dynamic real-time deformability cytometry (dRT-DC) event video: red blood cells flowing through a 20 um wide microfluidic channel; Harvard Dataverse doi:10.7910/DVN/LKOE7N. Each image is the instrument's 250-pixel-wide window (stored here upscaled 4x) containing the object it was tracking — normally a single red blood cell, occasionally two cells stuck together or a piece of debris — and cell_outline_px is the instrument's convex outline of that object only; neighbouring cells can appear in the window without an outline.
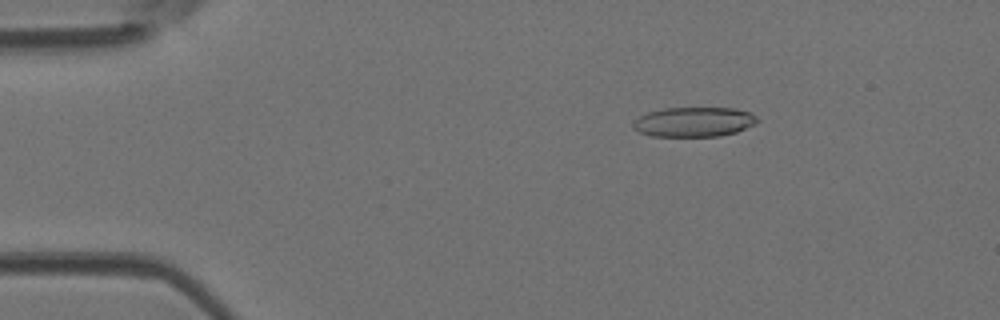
{"species": "Egyptian fruit bat (a non-hibernating species)", "species_latin": "Rousettus aegyptiacus", "temperature_condition": "room temperature", "stored_images_in_passage": 6, "camera_frame_rate_fps": 3000, "um_per_image_px": 0.085, "animal": {"sex": "female"}, "frame": {"image": 1, "passage_image": 3, "time_ms": 0.667, "image_size_px": [1000, 320], "cell_outline_px": [[760, 120], [756, 124], [736, 132], [720, 136], [652, 136], [640, 132], [632, 128], [632, 120], [648, 112], [664, 108], [736, 108], [752, 112]], "centroid_in_image_um": [59.0, 10.36], "position_along_channel_um": 26.0, "area_um2": 21.73}}
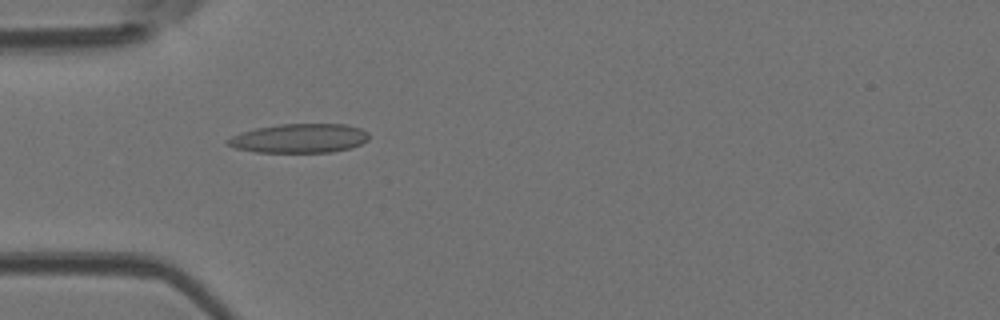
{"frame": {"image": 2, "passage_image": 5, "time_ms": 1.333, "image_size_px": [1000, 320], "cell_outline_px": [[368, 140], [352, 148], [332, 152], [256, 152], [236, 148], [224, 144], [224, 140], [240, 132], [256, 128], [280, 124], [344, 124], [360, 128], [368, 132]], "centroid_in_image_um": [25.42, 11.76], "position_along_channel_um": 59.6, "area_um2": 24.1}}
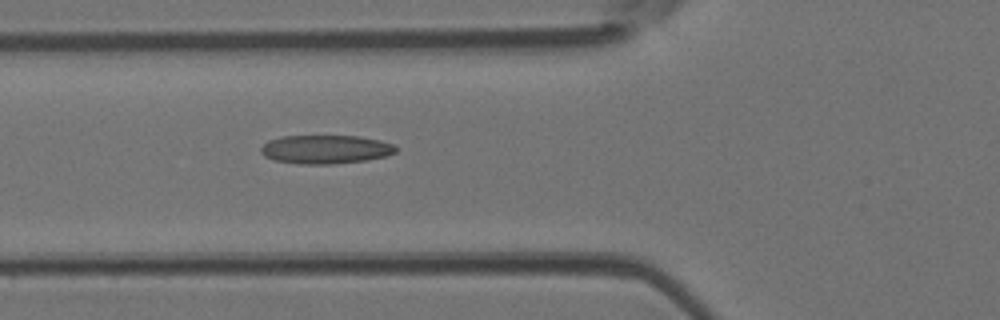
{"frame": {"image": 3, "passage_image": 6, "time_ms": 1.667, "image_size_px": [1000, 320], "cell_outline_px": [[396, 152], [388, 156], [364, 160], [332, 164], [300, 164], [272, 160], [264, 156], [260, 152], [260, 148], [268, 140], [280, 136], [360, 136], [380, 140], [392, 144], [396, 148]], "centroid_in_image_um": [27.64, 12.69], "position_along_channel_um": 98.2, "area_um2": 22.66}}